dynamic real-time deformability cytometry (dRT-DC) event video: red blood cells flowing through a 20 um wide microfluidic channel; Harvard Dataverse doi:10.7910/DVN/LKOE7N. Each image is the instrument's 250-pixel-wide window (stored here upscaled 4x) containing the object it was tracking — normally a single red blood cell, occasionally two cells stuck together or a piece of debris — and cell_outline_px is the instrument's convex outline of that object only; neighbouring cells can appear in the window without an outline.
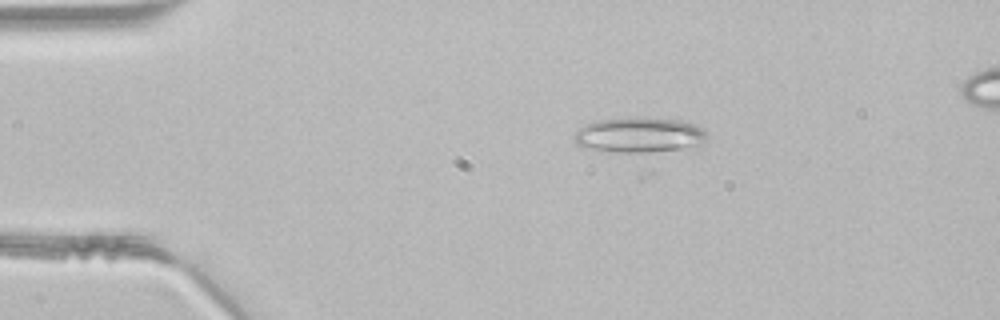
{"species": "common noctule bat (a hibernating species)", "species_latin": "Nyctalus noctula", "temperature_condition": "room temperature", "stored_images_in_passage": 47, "camera_frame_rate_fps": 3000, "um_per_image_px": 0.085, "animal": {"sex": "male", "body_mass_g": 21.5, "forearm_length_mm": 52.0}, "frame": {"image": 1, "passage_image": 10, "time_ms": 3.0, "image_size_px": [1000, 320], "cell_outline_px": [[708, 140], [700, 144], [680, 148], [648, 152], [620, 152], [592, 148], [576, 144], [572, 136], [584, 124], [596, 120], [632, 116], [636, 116], [680, 120], [696, 124], [708, 136]], "centroid_in_image_um": [54.33, 11.43], "position_along_channel_um": 30.7, "area_um2": 27.22}}
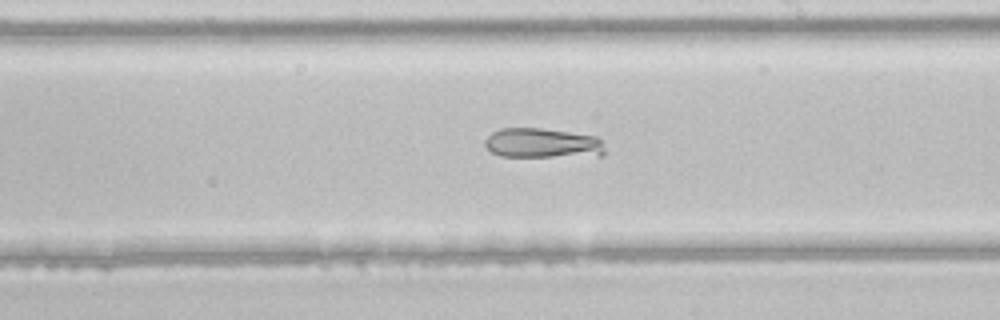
{"frame": {"image": 2, "passage_image": 28, "time_ms": 9.0, "image_size_px": [1000, 320], "cell_outline_px": [[604, 156], [500, 156], [492, 152], [484, 144], [484, 140], [492, 132], [500, 128], [544, 128], [596, 136], [600, 140], [604, 148]], "centroid_in_image_um": [46.11, 12.16], "position_along_channel_um": 242.9, "area_um2": 20.87}}
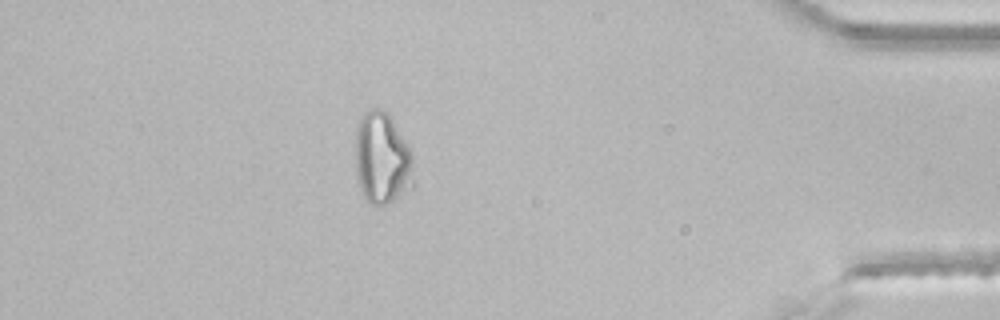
{"frame": {"image": 3, "passage_image": 42, "time_ms": 13.667, "image_size_px": [1000, 320], "cell_outline_px": [[412, 188], [380, 208], [376, 208], [364, 200], [356, 176], [356, 128], [360, 116], [368, 108], [380, 108], [388, 112], [408, 148], [412, 156]], "centroid_in_image_um": [32.43, 13.49], "position_along_channel_um": 402.8, "area_um2": 31.44}}